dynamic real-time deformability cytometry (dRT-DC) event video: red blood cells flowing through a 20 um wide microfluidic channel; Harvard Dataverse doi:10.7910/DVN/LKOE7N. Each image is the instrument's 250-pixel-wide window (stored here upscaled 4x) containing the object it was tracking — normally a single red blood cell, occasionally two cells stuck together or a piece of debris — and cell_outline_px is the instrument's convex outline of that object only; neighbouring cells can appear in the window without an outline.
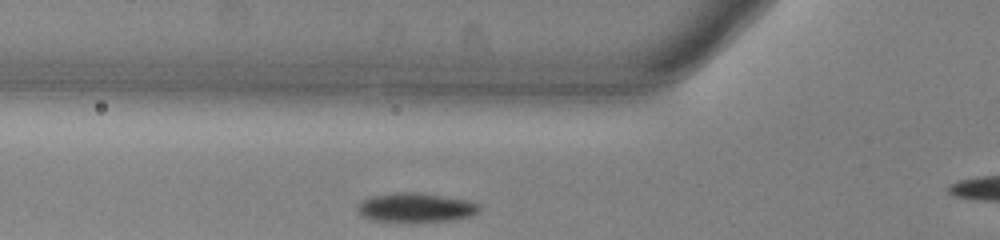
{"species": "common noctule bat (a hibernating species)", "species_latin": "Nyctalus noctula", "temperature_condition": "warm", "stored_images_in_passage": 10, "camera_frame_rate_fps": 3000, "um_per_image_px": 0.085, "animal": {"sex": "male", "body_mass_g": 13.0, "forearm_length_mm": 53.1}, "frame": {"image": 1, "passage_image": 9, "time_ms": 2.667, "image_size_px": [1000, 240], "cell_outline_px": [[480, 212], [472, 216], [456, 220], [412, 224], [400, 224], [372, 220], [360, 216], [356, 208], [364, 200], [372, 196], [400, 192], [412, 192], [468, 200], [480, 204]], "centroid_in_image_um": [35.35, 17.71], "position_along_channel_um": 90.4, "area_um2": 21.56}}